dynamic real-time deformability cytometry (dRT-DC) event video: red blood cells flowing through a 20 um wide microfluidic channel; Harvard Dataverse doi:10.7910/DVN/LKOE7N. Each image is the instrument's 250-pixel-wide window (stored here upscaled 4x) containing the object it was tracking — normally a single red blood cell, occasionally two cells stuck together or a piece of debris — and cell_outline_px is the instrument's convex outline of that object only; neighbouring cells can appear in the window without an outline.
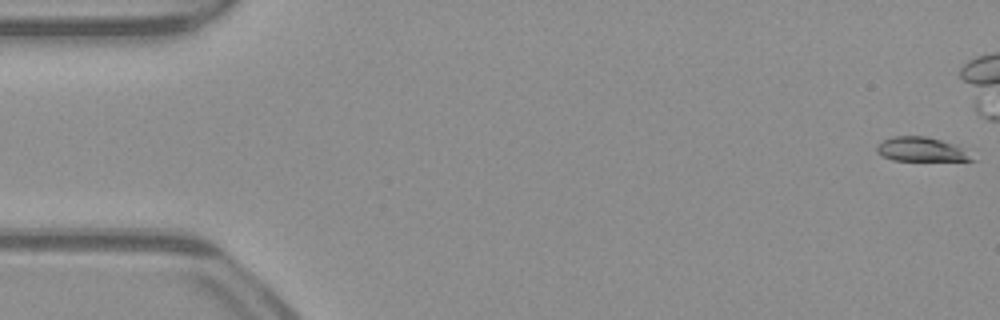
{"species": "common noctule bat (a hibernating species)", "species_latin": "Nyctalus noctula", "temperature_condition": "warm", "stored_images_in_passage": 42, "camera_frame_rate_fps": 3000, "um_per_image_px": 0.085, "animal": {"sex": "male", "body_mass_g": 23.1, "forearm_length_mm": 52.7}, "frame": {"image": 1, "passage_image": 1, "time_ms": 0.0, "image_size_px": [1000, 320], "cell_outline_px": [[976, 160], [892, 160], [880, 156], [876, 152], [876, 148], [884, 140], [892, 136], [924, 136], [956, 144]], "centroid_in_image_um": [78.24, 12.69], "position_along_channel_um": 6.8, "area_um2": 13.18}}
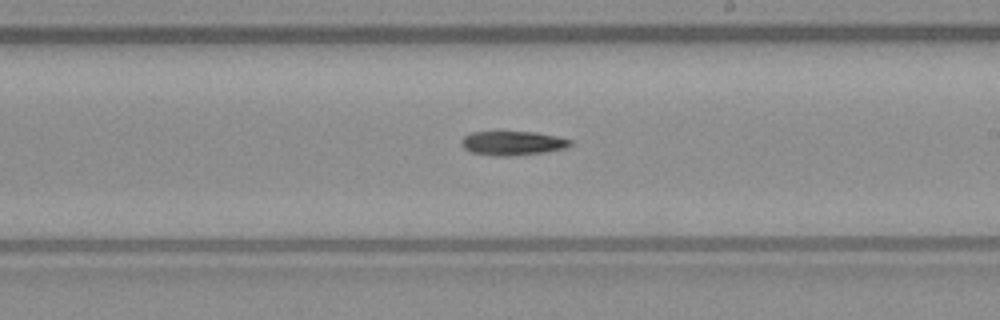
{"frame": {"image": 2, "passage_image": 30, "time_ms": 9.667, "image_size_px": [1000, 320], "cell_outline_px": [[572, 144], [564, 148], [544, 152], [508, 156], [496, 156], [468, 152], [460, 144], [460, 140], [464, 136], [472, 132], [536, 132], [556, 136], [572, 140]], "centroid_in_image_um": [43.52, 12.17], "position_along_channel_um": 245.5, "area_um2": 15.32}}
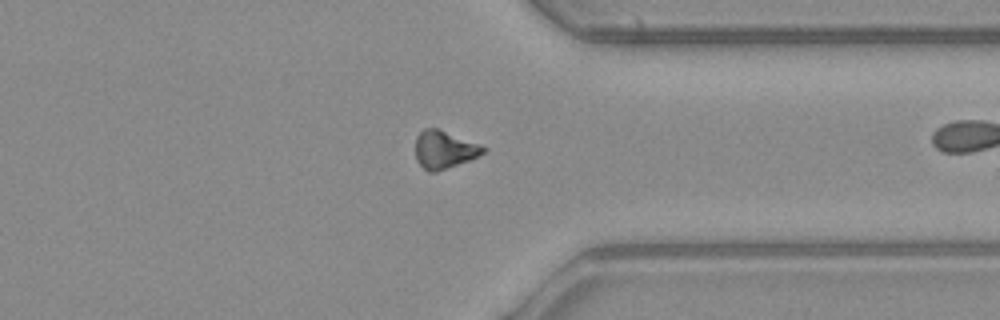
{"frame": {"image": 3, "passage_image": 40, "time_ms": 13.0, "image_size_px": [1000, 320], "cell_outline_px": [[488, 148], [484, 152], [468, 160], [436, 172], [428, 172], [416, 160], [416, 136], [424, 128], [436, 128], [480, 144]], "centroid_in_image_um": [37.74, 12.71], "position_along_channel_um": 373.7, "area_um2": 14.68}}